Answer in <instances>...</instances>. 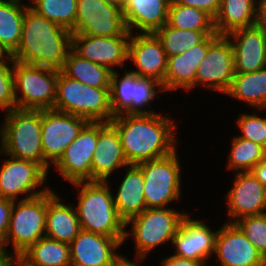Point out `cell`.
Returning a JSON list of instances; mask_svg holds the SVG:
<instances>
[{
	"instance_id": "30",
	"label": "cell",
	"mask_w": 266,
	"mask_h": 266,
	"mask_svg": "<svg viewBox=\"0 0 266 266\" xmlns=\"http://www.w3.org/2000/svg\"><path fill=\"white\" fill-rule=\"evenodd\" d=\"M228 96L257 109H266V67L251 73H235Z\"/></svg>"
},
{
	"instance_id": "48",
	"label": "cell",
	"mask_w": 266,
	"mask_h": 266,
	"mask_svg": "<svg viewBox=\"0 0 266 266\" xmlns=\"http://www.w3.org/2000/svg\"><path fill=\"white\" fill-rule=\"evenodd\" d=\"M5 56V57H4ZM7 58V59H4V58ZM5 60H9V62L11 60H13L11 58V56L0 46V63H7V61Z\"/></svg>"
},
{
	"instance_id": "51",
	"label": "cell",
	"mask_w": 266,
	"mask_h": 266,
	"mask_svg": "<svg viewBox=\"0 0 266 266\" xmlns=\"http://www.w3.org/2000/svg\"><path fill=\"white\" fill-rule=\"evenodd\" d=\"M108 1L122 6L125 0H108Z\"/></svg>"
},
{
	"instance_id": "49",
	"label": "cell",
	"mask_w": 266,
	"mask_h": 266,
	"mask_svg": "<svg viewBox=\"0 0 266 266\" xmlns=\"http://www.w3.org/2000/svg\"><path fill=\"white\" fill-rule=\"evenodd\" d=\"M8 253L5 251L3 243L0 241V259L4 258Z\"/></svg>"
},
{
	"instance_id": "26",
	"label": "cell",
	"mask_w": 266,
	"mask_h": 266,
	"mask_svg": "<svg viewBox=\"0 0 266 266\" xmlns=\"http://www.w3.org/2000/svg\"><path fill=\"white\" fill-rule=\"evenodd\" d=\"M113 197L117 213L125 223L147 208L143 172L137 165H129L117 194Z\"/></svg>"
},
{
	"instance_id": "47",
	"label": "cell",
	"mask_w": 266,
	"mask_h": 266,
	"mask_svg": "<svg viewBox=\"0 0 266 266\" xmlns=\"http://www.w3.org/2000/svg\"><path fill=\"white\" fill-rule=\"evenodd\" d=\"M115 266H140V265H138V263L136 264V262L133 263L132 261L128 260L126 257L121 256L117 260Z\"/></svg>"
},
{
	"instance_id": "35",
	"label": "cell",
	"mask_w": 266,
	"mask_h": 266,
	"mask_svg": "<svg viewBox=\"0 0 266 266\" xmlns=\"http://www.w3.org/2000/svg\"><path fill=\"white\" fill-rule=\"evenodd\" d=\"M229 154L228 168L237 172L251 171L263 160L264 147L251 140L234 137Z\"/></svg>"
},
{
	"instance_id": "11",
	"label": "cell",
	"mask_w": 266,
	"mask_h": 266,
	"mask_svg": "<svg viewBox=\"0 0 266 266\" xmlns=\"http://www.w3.org/2000/svg\"><path fill=\"white\" fill-rule=\"evenodd\" d=\"M127 31L120 5L108 0H77L74 34L113 37Z\"/></svg>"
},
{
	"instance_id": "52",
	"label": "cell",
	"mask_w": 266,
	"mask_h": 266,
	"mask_svg": "<svg viewBox=\"0 0 266 266\" xmlns=\"http://www.w3.org/2000/svg\"><path fill=\"white\" fill-rule=\"evenodd\" d=\"M263 161L266 162V147L264 148V153H263Z\"/></svg>"
},
{
	"instance_id": "43",
	"label": "cell",
	"mask_w": 266,
	"mask_h": 266,
	"mask_svg": "<svg viewBox=\"0 0 266 266\" xmlns=\"http://www.w3.org/2000/svg\"><path fill=\"white\" fill-rule=\"evenodd\" d=\"M207 262L172 255L162 260L164 266H207Z\"/></svg>"
},
{
	"instance_id": "29",
	"label": "cell",
	"mask_w": 266,
	"mask_h": 266,
	"mask_svg": "<svg viewBox=\"0 0 266 266\" xmlns=\"http://www.w3.org/2000/svg\"><path fill=\"white\" fill-rule=\"evenodd\" d=\"M26 6L21 0H0V46L10 56L20 43Z\"/></svg>"
},
{
	"instance_id": "1",
	"label": "cell",
	"mask_w": 266,
	"mask_h": 266,
	"mask_svg": "<svg viewBox=\"0 0 266 266\" xmlns=\"http://www.w3.org/2000/svg\"><path fill=\"white\" fill-rule=\"evenodd\" d=\"M110 122L119 132L129 165L162 158L177 150L174 135L177 125L169 117L157 113L120 114Z\"/></svg>"
},
{
	"instance_id": "12",
	"label": "cell",
	"mask_w": 266,
	"mask_h": 266,
	"mask_svg": "<svg viewBox=\"0 0 266 266\" xmlns=\"http://www.w3.org/2000/svg\"><path fill=\"white\" fill-rule=\"evenodd\" d=\"M9 157L10 159L7 158L0 169L1 198L17 201L19 194H27L21 199L26 200L50 190L48 187L39 191L35 190L45 185L48 176L47 171L41 165L34 161Z\"/></svg>"
},
{
	"instance_id": "16",
	"label": "cell",
	"mask_w": 266,
	"mask_h": 266,
	"mask_svg": "<svg viewBox=\"0 0 266 266\" xmlns=\"http://www.w3.org/2000/svg\"><path fill=\"white\" fill-rule=\"evenodd\" d=\"M214 254L219 266H266V258L234 223L217 230Z\"/></svg>"
},
{
	"instance_id": "19",
	"label": "cell",
	"mask_w": 266,
	"mask_h": 266,
	"mask_svg": "<svg viewBox=\"0 0 266 266\" xmlns=\"http://www.w3.org/2000/svg\"><path fill=\"white\" fill-rule=\"evenodd\" d=\"M121 244L114 237L81 230L69 244L71 266H115Z\"/></svg>"
},
{
	"instance_id": "7",
	"label": "cell",
	"mask_w": 266,
	"mask_h": 266,
	"mask_svg": "<svg viewBox=\"0 0 266 266\" xmlns=\"http://www.w3.org/2000/svg\"><path fill=\"white\" fill-rule=\"evenodd\" d=\"M188 214L173 208H146L141 214L125 223L132 224L131 234L134 236L136 259L141 261L156 246L168 241L173 242L182 220Z\"/></svg>"
},
{
	"instance_id": "37",
	"label": "cell",
	"mask_w": 266,
	"mask_h": 266,
	"mask_svg": "<svg viewBox=\"0 0 266 266\" xmlns=\"http://www.w3.org/2000/svg\"><path fill=\"white\" fill-rule=\"evenodd\" d=\"M157 90L164 91V88L160 82L150 78L139 77L134 73V92L133 100L131 101V114H154V110L146 111L145 107L151 108L150 101H153ZM145 106V107H144ZM144 110H143V109Z\"/></svg>"
},
{
	"instance_id": "28",
	"label": "cell",
	"mask_w": 266,
	"mask_h": 266,
	"mask_svg": "<svg viewBox=\"0 0 266 266\" xmlns=\"http://www.w3.org/2000/svg\"><path fill=\"white\" fill-rule=\"evenodd\" d=\"M19 258L28 266H71L69 244L47 236L32 244Z\"/></svg>"
},
{
	"instance_id": "20",
	"label": "cell",
	"mask_w": 266,
	"mask_h": 266,
	"mask_svg": "<svg viewBox=\"0 0 266 266\" xmlns=\"http://www.w3.org/2000/svg\"><path fill=\"white\" fill-rule=\"evenodd\" d=\"M226 36L231 38L234 50L235 73H251L266 67V27L256 24Z\"/></svg>"
},
{
	"instance_id": "46",
	"label": "cell",
	"mask_w": 266,
	"mask_h": 266,
	"mask_svg": "<svg viewBox=\"0 0 266 266\" xmlns=\"http://www.w3.org/2000/svg\"><path fill=\"white\" fill-rule=\"evenodd\" d=\"M15 260L16 257L9 252L4 258L0 259V266H15Z\"/></svg>"
},
{
	"instance_id": "6",
	"label": "cell",
	"mask_w": 266,
	"mask_h": 266,
	"mask_svg": "<svg viewBox=\"0 0 266 266\" xmlns=\"http://www.w3.org/2000/svg\"><path fill=\"white\" fill-rule=\"evenodd\" d=\"M14 96L16 108L54 109L58 70L14 61ZM21 91V96L19 92Z\"/></svg>"
},
{
	"instance_id": "31",
	"label": "cell",
	"mask_w": 266,
	"mask_h": 266,
	"mask_svg": "<svg viewBox=\"0 0 266 266\" xmlns=\"http://www.w3.org/2000/svg\"><path fill=\"white\" fill-rule=\"evenodd\" d=\"M61 71L69 78L89 87L110 88L112 72L108 67L91 62L77 55L72 49Z\"/></svg>"
},
{
	"instance_id": "25",
	"label": "cell",
	"mask_w": 266,
	"mask_h": 266,
	"mask_svg": "<svg viewBox=\"0 0 266 266\" xmlns=\"http://www.w3.org/2000/svg\"><path fill=\"white\" fill-rule=\"evenodd\" d=\"M55 192L48 191L45 236L70 244L81 231L75 208L59 201Z\"/></svg>"
},
{
	"instance_id": "34",
	"label": "cell",
	"mask_w": 266,
	"mask_h": 266,
	"mask_svg": "<svg viewBox=\"0 0 266 266\" xmlns=\"http://www.w3.org/2000/svg\"><path fill=\"white\" fill-rule=\"evenodd\" d=\"M29 7L48 20L64 27L74 34L77 17V0H30Z\"/></svg>"
},
{
	"instance_id": "10",
	"label": "cell",
	"mask_w": 266,
	"mask_h": 266,
	"mask_svg": "<svg viewBox=\"0 0 266 266\" xmlns=\"http://www.w3.org/2000/svg\"><path fill=\"white\" fill-rule=\"evenodd\" d=\"M87 123L83 117L53 108L41 110V143L47 172L50 164L60 159Z\"/></svg>"
},
{
	"instance_id": "4",
	"label": "cell",
	"mask_w": 266,
	"mask_h": 266,
	"mask_svg": "<svg viewBox=\"0 0 266 266\" xmlns=\"http://www.w3.org/2000/svg\"><path fill=\"white\" fill-rule=\"evenodd\" d=\"M6 112L0 126V154L34 161L44 168L41 110L15 108Z\"/></svg>"
},
{
	"instance_id": "18",
	"label": "cell",
	"mask_w": 266,
	"mask_h": 266,
	"mask_svg": "<svg viewBox=\"0 0 266 266\" xmlns=\"http://www.w3.org/2000/svg\"><path fill=\"white\" fill-rule=\"evenodd\" d=\"M233 185L227 194L228 214L233 218L228 223L266 213V187L251 171L236 172Z\"/></svg>"
},
{
	"instance_id": "40",
	"label": "cell",
	"mask_w": 266,
	"mask_h": 266,
	"mask_svg": "<svg viewBox=\"0 0 266 266\" xmlns=\"http://www.w3.org/2000/svg\"><path fill=\"white\" fill-rule=\"evenodd\" d=\"M12 64L10 67L8 64ZM10 63H0V109L10 111L16 108L14 96V60Z\"/></svg>"
},
{
	"instance_id": "24",
	"label": "cell",
	"mask_w": 266,
	"mask_h": 266,
	"mask_svg": "<svg viewBox=\"0 0 266 266\" xmlns=\"http://www.w3.org/2000/svg\"><path fill=\"white\" fill-rule=\"evenodd\" d=\"M171 0H125L122 13L127 29L134 33L136 27L141 33H155L167 23ZM133 28V29H132Z\"/></svg>"
},
{
	"instance_id": "15",
	"label": "cell",
	"mask_w": 266,
	"mask_h": 266,
	"mask_svg": "<svg viewBox=\"0 0 266 266\" xmlns=\"http://www.w3.org/2000/svg\"><path fill=\"white\" fill-rule=\"evenodd\" d=\"M131 33L122 36L97 37L84 34H72V50L80 57L108 67H124L128 56V42Z\"/></svg>"
},
{
	"instance_id": "36",
	"label": "cell",
	"mask_w": 266,
	"mask_h": 266,
	"mask_svg": "<svg viewBox=\"0 0 266 266\" xmlns=\"http://www.w3.org/2000/svg\"><path fill=\"white\" fill-rule=\"evenodd\" d=\"M134 92V73L125 71L122 78L116 70L112 72L110 81V105L113 116L131 114V101Z\"/></svg>"
},
{
	"instance_id": "27",
	"label": "cell",
	"mask_w": 266,
	"mask_h": 266,
	"mask_svg": "<svg viewBox=\"0 0 266 266\" xmlns=\"http://www.w3.org/2000/svg\"><path fill=\"white\" fill-rule=\"evenodd\" d=\"M257 5L258 0H221L218 13L214 17L216 33L228 35L234 30L258 24Z\"/></svg>"
},
{
	"instance_id": "44",
	"label": "cell",
	"mask_w": 266,
	"mask_h": 266,
	"mask_svg": "<svg viewBox=\"0 0 266 266\" xmlns=\"http://www.w3.org/2000/svg\"><path fill=\"white\" fill-rule=\"evenodd\" d=\"M251 173L266 187V162L260 161L251 170Z\"/></svg>"
},
{
	"instance_id": "41",
	"label": "cell",
	"mask_w": 266,
	"mask_h": 266,
	"mask_svg": "<svg viewBox=\"0 0 266 266\" xmlns=\"http://www.w3.org/2000/svg\"><path fill=\"white\" fill-rule=\"evenodd\" d=\"M173 3L194 7L208 13L213 19L220 8L221 0H171Z\"/></svg>"
},
{
	"instance_id": "2",
	"label": "cell",
	"mask_w": 266,
	"mask_h": 266,
	"mask_svg": "<svg viewBox=\"0 0 266 266\" xmlns=\"http://www.w3.org/2000/svg\"><path fill=\"white\" fill-rule=\"evenodd\" d=\"M72 49L70 30L36 13L28 5L14 61L61 70Z\"/></svg>"
},
{
	"instance_id": "45",
	"label": "cell",
	"mask_w": 266,
	"mask_h": 266,
	"mask_svg": "<svg viewBox=\"0 0 266 266\" xmlns=\"http://www.w3.org/2000/svg\"><path fill=\"white\" fill-rule=\"evenodd\" d=\"M258 24L266 27V0H258Z\"/></svg>"
},
{
	"instance_id": "14",
	"label": "cell",
	"mask_w": 266,
	"mask_h": 266,
	"mask_svg": "<svg viewBox=\"0 0 266 266\" xmlns=\"http://www.w3.org/2000/svg\"><path fill=\"white\" fill-rule=\"evenodd\" d=\"M234 50L230 38L220 35L209 47L196 70V85L203 84L226 94L235 75Z\"/></svg>"
},
{
	"instance_id": "38",
	"label": "cell",
	"mask_w": 266,
	"mask_h": 266,
	"mask_svg": "<svg viewBox=\"0 0 266 266\" xmlns=\"http://www.w3.org/2000/svg\"><path fill=\"white\" fill-rule=\"evenodd\" d=\"M234 224L266 258V213L240 218Z\"/></svg>"
},
{
	"instance_id": "23",
	"label": "cell",
	"mask_w": 266,
	"mask_h": 266,
	"mask_svg": "<svg viewBox=\"0 0 266 266\" xmlns=\"http://www.w3.org/2000/svg\"><path fill=\"white\" fill-rule=\"evenodd\" d=\"M216 234L202 220H192L188 214L173 238L174 255L206 262L215 251Z\"/></svg>"
},
{
	"instance_id": "17",
	"label": "cell",
	"mask_w": 266,
	"mask_h": 266,
	"mask_svg": "<svg viewBox=\"0 0 266 266\" xmlns=\"http://www.w3.org/2000/svg\"><path fill=\"white\" fill-rule=\"evenodd\" d=\"M131 33L128 56L137 70L131 71L143 78L157 80L163 86L167 69V56L155 33Z\"/></svg>"
},
{
	"instance_id": "22",
	"label": "cell",
	"mask_w": 266,
	"mask_h": 266,
	"mask_svg": "<svg viewBox=\"0 0 266 266\" xmlns=\"http://www.w3.org/2000/svg\"><path fill=\"white\" fill-rule=\"evenodd\" d=\"M219 34L208 35L202 42L186 50L184 53L168 57L164 91H174L182 87L186 91L196 85V70L206 57L210 45Z\"/></svg>"
},
{
	"instance_id": "21",
	"label": "cell",
	"mask_w": 266,
	"mask_h": 266,
	"mask_svg": "<svg viewBox=\"0 0 266 266\" xmlns=\"http://www.w3.org/2000/svg\"><path fill=\"white\" fill-rule=\"evenodd\" d=\"M128 166L116 127L111 122H98V142L91 164V181L108 182L113 170Z\"/></svg>"
},
{
	"instance_id": "13",
	"label": "cell",
	"mask_w": 266,
	"mask_h": 266,
	"mask_svg": "<svg viewBox=\"0 0 266 266\" xmlns=\"http://www.w3.org/2000/svg\"><path fill=\"white\" fill-rule=\"evenodd\" d=\"M98 142V122H88L54 164L68 182L91 181V164Z\"/></svg>"
},
{
	"instance_id": "33",
	"label": "cell",
	"mask_w": 266,
	"mask_h": 266,
	"mask_svg": "<svg viewBox=\"0 0 266 266\" xmlns=\"http://www.w3.org/2000/svg\"><path fill=\"white\" fill-rule=\"evenodd\" d=\"M167 24L182 30L215 31L214 19L208 13L172 1L169 5Z\"/></svg>"
},
{
	"instance_id": "39",
	"label": "cell",
	"mask_w": 266,
	"mask_h": 266,
	"mask_svg": "<svg viewBox=\"0 0 266 266\" xmlns=\"http://www.w3.org/2000/svg\"><path fill=\"white\" fill-rule=\"evenodd\" d=\"M237 124L242 133L238 137L251 140L264 148L266 147V118L254 114H241Z\"/></svg>"
},
{
	"instance_id": "5",
	"label": "cell",
	"mask_w": 266,
	"mask_h": 266,
	"mask_svg": "<svg viewBox=\"0 0 266 266\" xmlns=\"http://www.w3.org/2000/svg\"><path fill=\"white\" fill-rule=\"evenodd\" d=\"M54 109L85 118L88 122H110L114 116L109 88L89 87L58 70Z\"/></svg>"
},
{
	"instance_id": "9",
	"label": "cell",
	"mask_w": 266,
	"mask_h": 266,
	"mask_svg": "<svg viewBox=\"0 0 266 266\" xmlns=\"http://www.w3.org/2000/svg\"><path fill=\"white\" fill-rule=\"evenodd\" d=\"M177 151L137 166L144 177V198L147 208H166L181 196V170Z\"/></svg>"
},
{
	"instance_id": "32",
	"label": "cell",
	"mask_w": 266,
	"mask_h": 266,
	"mask_svg": "<svg viewBox=\"0 0 266 266\" xmlns=\"http://www.w3.org/2000/svg\"><path fill=\"white\" fill-rule=\"evenodd\" d=\"M155 34L161 41L168 58L184 53L202 42L208 35L217 33L216 31L182 30L166 23Z\"/></svg>"
},
{
	"instance_id": "8",
	"label": "cell",
	"mask_w": 266,
	"mask_h": 266,
	"mask_svg": "<svg viewBox=\"0 0 266 266\" xmlns=\"http://www.w3.org/2000/svg\"><path fill=\"white\" fill-rule=\"evenodd\" d=\"M48 191L34 198L14 201L6 245L11 243L14 256L19 257L32 244L45 236ZM11 241V242H10Z\"/></svg>"
},
{
	"instance_id": "3",
	"label": "cell",
	"mask_w": 266,
	"mask_h": 266,
	"mask_svg": "<svg viewBox=\"0 0 266 266\" xmlns=\"http://www.w3.org/2000/svg\"><path fill=\"white\" fill-rule=\"evenodd\" d=\"M72 184L81 188L79 202L75 206L81 230L114 237L123 243L130 236V231L125 230V222L117 213L108 182L86 181Z\"/></svg>"
},
{
	"instance_id": "50",
	"label": "cell",
	"mask_w": 266,
	"mask_h": 266,
	"mask_svg": "<svg viewBox=\"0 0 266 266\" xmlns=\"http://www.w3.org/2000/svg\"><path fill=\"white\" fill-rule=\"evenodd\" d=\"M14 265H17V266H28L19 257H16Z\"/></svg>"
},
{
	"instance_id": "42",
	"label": "cell",
	"mask_w": 266,
	"mask_h": 266,
	"mask_svg": "<svg viewBox=\"0 0 266 266\" xmlns=\"http://www.w3.org/2000/svg\"><path fill=\"white\" fill-rule=\"evenodd\" d=\"M13 200L0 197V241L4 245L8 233Z\"/></svg>"
}]
</instances>
